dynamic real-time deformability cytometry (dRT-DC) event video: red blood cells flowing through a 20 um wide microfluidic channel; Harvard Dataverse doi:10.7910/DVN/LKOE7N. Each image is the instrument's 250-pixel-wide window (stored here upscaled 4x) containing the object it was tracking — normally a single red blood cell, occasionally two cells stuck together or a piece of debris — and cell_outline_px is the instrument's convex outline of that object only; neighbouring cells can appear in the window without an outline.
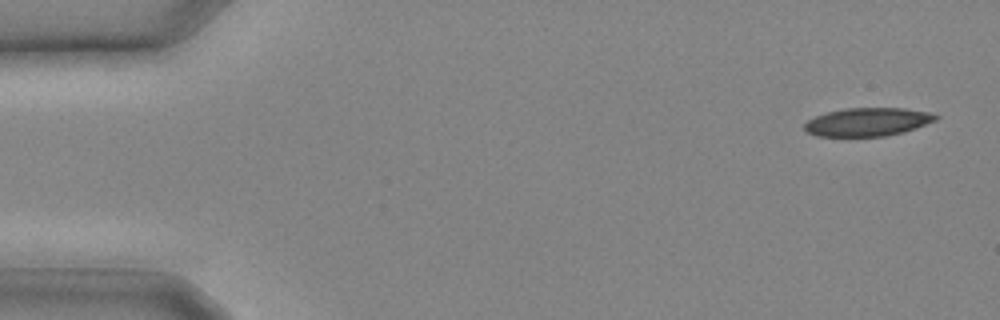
{"species": "common noctule bat (a hibernating species)", "species_latin": "Nyctalus noctula", "temperature_condition": "cold", "stored_images_in_passage": 11, "camera_frame_rate_fps": 3000, "um_per_image_px": 0.085, "animal": {"sex": "male", "body_mass_g": 20.4}, "frame": {"image": 1, "passage_image": 1, "time_ms": 0.0, "image_size_px": [1000, 320], "cell_outline_px": [[940, 116], [936, 120], [916, 128], [904, 132], [884, 136], [816, 136], [808, 132], [804, 128], [804, 124], [808, 120], [816, 116], [828, 112], [844, 108], [904, 108], [928, 112]], "centroid_in_image_um": [73.76, 10.36], "position_along_channel_um": 11.2, "area_um2": 21.56}}
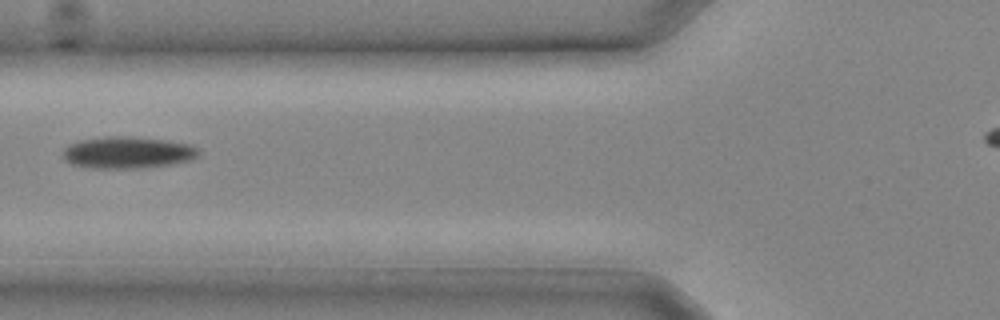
{"frame": {"image": 2, "passage_image": 10, "time_ms": 3.0, "image_size_px": [1000, 320], "cell_outline_px": [[200, 152], [196, 156], [188, 160], [168, 164], [128, 168], [88, 168], [68, 164], [64, 160], [64, 148], [68, 144], [80, 140], [104, 136], [128, 136], [164, 140], [192, 144], [200, 148]], "centroid_in_image_um": [10.79, 12.95], "position_along_channel_um": 115.0, "area_um2": 25.09}}